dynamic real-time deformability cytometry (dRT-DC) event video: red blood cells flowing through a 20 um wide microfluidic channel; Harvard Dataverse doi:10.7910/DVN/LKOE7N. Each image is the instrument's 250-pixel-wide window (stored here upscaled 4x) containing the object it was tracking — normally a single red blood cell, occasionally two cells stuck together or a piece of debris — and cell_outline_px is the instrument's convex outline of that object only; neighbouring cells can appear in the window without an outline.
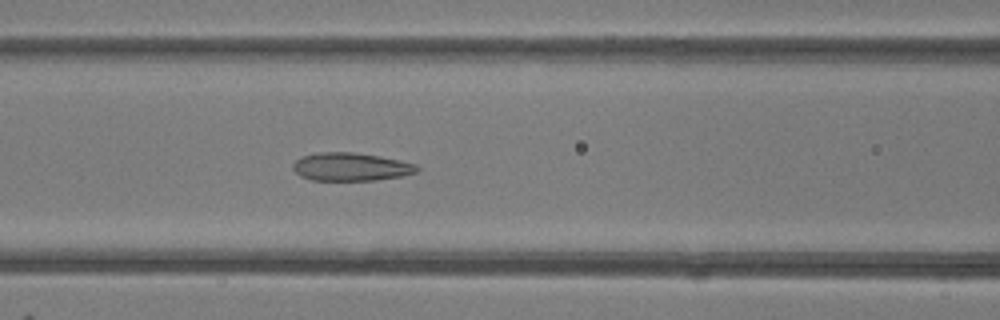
{"species": "common noctule bat (a hibernating species)", "species_latin": "Nyctalus noctula", "temperature_condition": "room temperature", "stored_images_in_passage": 49, "camera_frame_rate_fps": 3000, "um_per_image_px": 0.085, "animal": {"sex": "female"}, "frame": {"image": 1, "passage_image": 21, "time_ms": 6.667, "image_size_px": [1000, 320], "cell_outline_px": [[420, 168], [416, 172], [404, 176], [376, 180], [312, 180], [300, 176], [292, 168], [292, 164], [296, 160], [304, 156], [316, 152], [352, 152], [380, 156], [416, 164]], "centroid_in_image_um": [29.83, 14.18], "position_along_channel_um": 136.8, "area_um2": 20.35}}
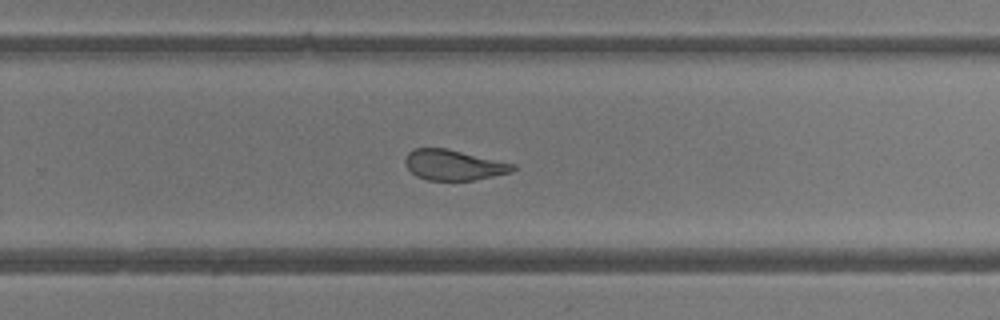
{"frame": {"image": 2, "passage_image": 32, "time_ms": 10.333, "image_size_px": [1000, 320], "cell_outline_px": [[516, 168], [512, 172], [476, 180], [428, 180], [416, 176], [404, 164], [404, 160], [408, 152], [416, 148], [448, 148], [516, 164]], "centroid_in_image_um": [38.58, 14.02], "position_along_channel_um": 291.2, "area_um2": 19.25}}
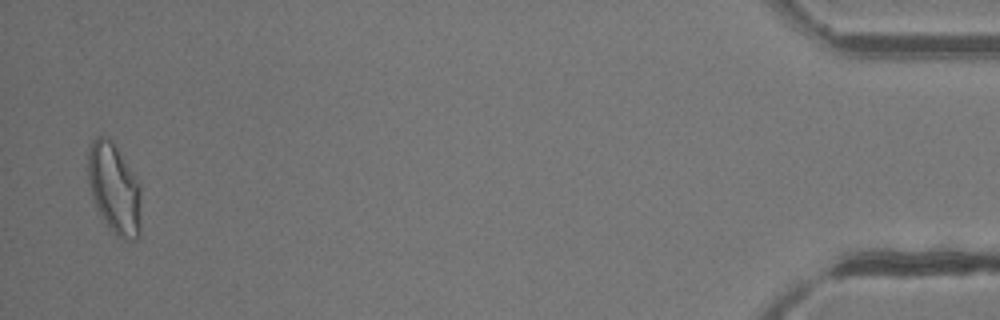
{"frame": {"image": 3, "passage_image": 48, "time_ms": 15.667, "image_size_px": [1000, 320], "cell_outline_px": [[140, 236], [136, 240], [124, 240], [108, 232], [92, 196], [88, 180], [88, 152], [92, 140], [96, 136], [104, 136], [116, 148], [140, 180]], "centroid_in_image_um": [9.73, 16.11], "position_along_channel_um": 425.5, "area_um2": 28.32}, "authors_computed_cell_mechanics": {"area_um2": 22.831, "velocity_mm_per_s": 4.2264, "shape_relaxation_time_tau1_ms": 9.8709, "shape_relaxation_time_tau2_ms": 1.3066, "deformation_change_tau1": 0.2535, "deformation_change_tau2": 0.0885}}